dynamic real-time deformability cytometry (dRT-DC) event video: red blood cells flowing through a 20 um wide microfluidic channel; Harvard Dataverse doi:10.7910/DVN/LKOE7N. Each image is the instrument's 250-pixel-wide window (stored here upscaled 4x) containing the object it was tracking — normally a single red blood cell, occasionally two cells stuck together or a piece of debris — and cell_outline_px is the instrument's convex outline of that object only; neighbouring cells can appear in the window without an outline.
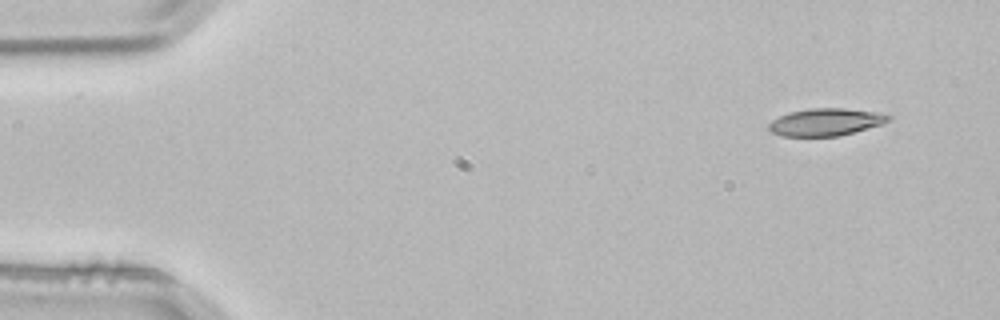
{"species": "common noctule bat (a hibernating species)", "species_latin": "Nyctalus noctula", "temperature_condition": "room temperature", "stored_images_in_passage": 2, "camera_frame_rate_fps": 3000, "um_per_image_px": 0.085, "animal": {"sex": "male", "body_mass_g": 21.5, "forearm_length_mm": 52.0}, "frame": {"image": 1, "passage_image": 1, "time_ms": 0.0, "image_size_px": [1000, 320], "cell_outline_px": [[892, 116], [888, 120], [880, 124], [840, 136], [780, 136], [772, 132], [768, 128], [768, 124], [772, 120], [788, 112], [812, 108], [844, 108], [880, 112]], "centroid_in_image_um": [70.16, 10.37], "position_along_channel_um": 14.8, "area_um2": 19.02}}